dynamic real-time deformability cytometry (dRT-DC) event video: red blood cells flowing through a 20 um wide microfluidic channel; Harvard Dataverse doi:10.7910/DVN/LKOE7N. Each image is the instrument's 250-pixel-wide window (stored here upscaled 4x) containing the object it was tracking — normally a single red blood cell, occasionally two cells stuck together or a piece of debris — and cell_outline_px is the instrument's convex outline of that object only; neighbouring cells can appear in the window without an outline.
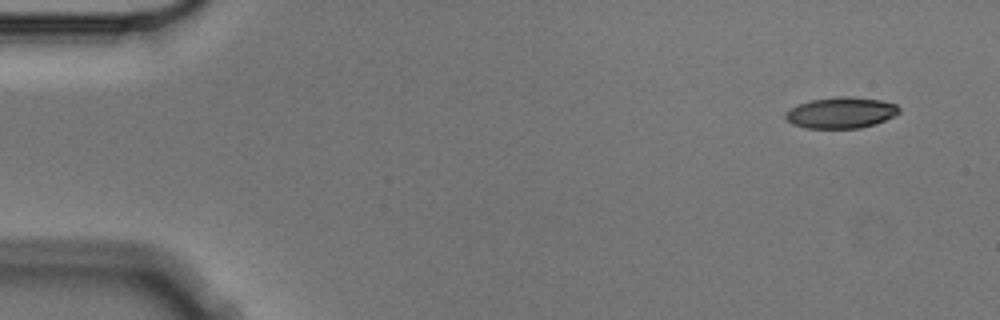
{"species": "Egyptian fruit bat (a non-hibernating species)", "species_latin": "Rousettus aegyptiacus", "temperature_condition": "cold", "stored_images_in_passage": 6, "camera_frame_rate_fps": 3000, "um_per_image_px": 0.085, "animal": {"sex": "male"}, "frame": {"image": 1, "passage_image": 1, "time_ms": 0.0, "image_size_px": [1000, 320], "cell_outline_px": [[900, 112], [896, 116], [876, 124], [860, 128], [804, 128], [792, 124], [784, 116], [784, 112], [788, 108], [812, 100], [836, 96], [852, 96], [880, 100], [896, 104], [900, 108]], "centroid_in_image_um": [71.5, 9.58], "position_along_channel_um": 13.5, "area_um2": 20.87}}
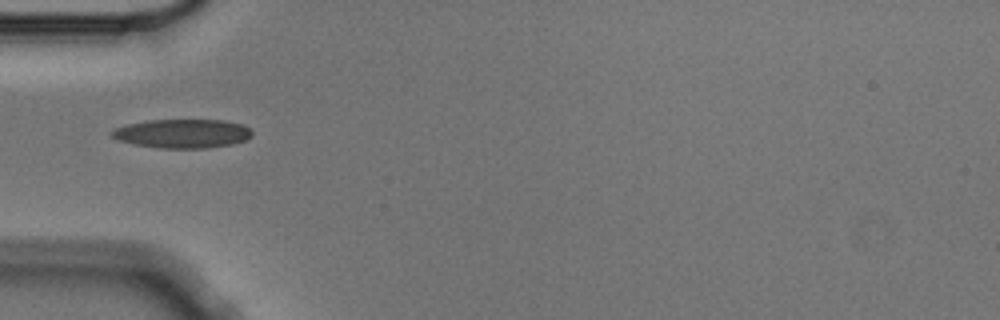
{"frame": {"image": 2, "passage_image": 5, "time_ms": 1.333, "image_size_px": [1000, 320], "cell_outline_px": [[252, 136], [244, 140], [232, 144], [204, 148], [160, 148], [136, 144], [120, 140], [112, 136], [108, 132], [116, 128], [128, 124], [148, 120], [224, 120], [244, 124], [252, 132]], "centroid_in_image_um": [15.53, 11.34], "position_along_channel_um": 69.5, "area_um2": 23.47}}
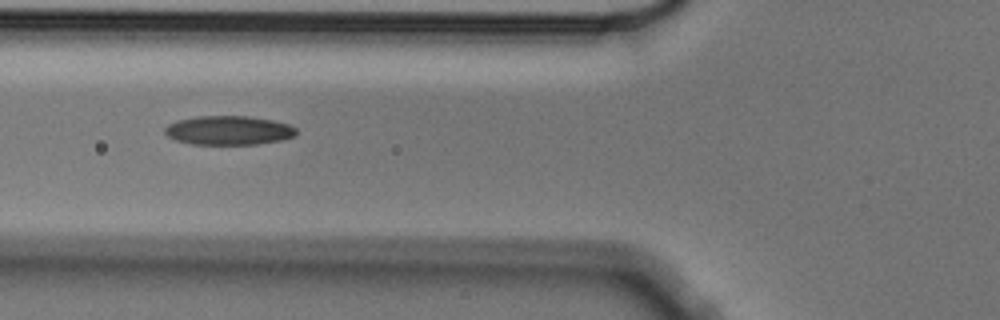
{"frame": {"image": 3, "passage_image": 6, "time_ms": 1.667, "image_size_px": [1000, 320], "cell_outline_px": [[296, 136], [284, 140], [260, 144], [192, 144], [176, 140], [168, 136], [164, 132], [164, 128], [168, 124], [180, 120], [200, 116], [248, 116], [272, 120], [288, 124], [296, 128]], "centroid_in_image_um": [19.47, 11.09], "position_along_channel_um": 106.3, "area_um2": 22.25}}